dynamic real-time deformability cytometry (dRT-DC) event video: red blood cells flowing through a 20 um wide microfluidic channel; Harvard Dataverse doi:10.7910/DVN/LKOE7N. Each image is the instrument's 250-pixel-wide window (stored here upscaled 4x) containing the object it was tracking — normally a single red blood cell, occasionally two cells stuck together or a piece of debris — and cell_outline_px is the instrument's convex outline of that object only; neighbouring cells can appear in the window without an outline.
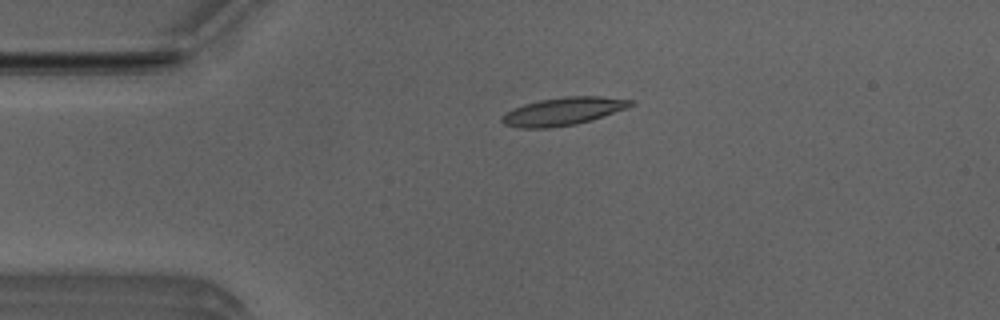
{"species": "Egyptian fruit bat (a non-hibernating species)", "species_latin": "Rousettus aegyptiacus", "temperature_condition": "room temperature", "stored_images_in_passage": 4, "camera_frame_rate_fps": 3000, "um_per_image_px": 0.085, "animal": {"sex": "male"}, "frame": {"image": 1, "passage_image": 3, "time_ms": 0.667, "image_size_px": [1000, 320], "cell_outline_px": [[636, 104], [628, 108], [604, 116], [576, 124], [548, 128], [520, 128], [504, 124], [500, 120], [500, 116], [504, 112], [512, 108], [524, 104], [540, 100], [568, 96], [600, 96], [632, 100]], "centroid_in_image_um": [47.85, 9.46], "position_along_channel_um": 37.2, "area_um2": 21.04}}